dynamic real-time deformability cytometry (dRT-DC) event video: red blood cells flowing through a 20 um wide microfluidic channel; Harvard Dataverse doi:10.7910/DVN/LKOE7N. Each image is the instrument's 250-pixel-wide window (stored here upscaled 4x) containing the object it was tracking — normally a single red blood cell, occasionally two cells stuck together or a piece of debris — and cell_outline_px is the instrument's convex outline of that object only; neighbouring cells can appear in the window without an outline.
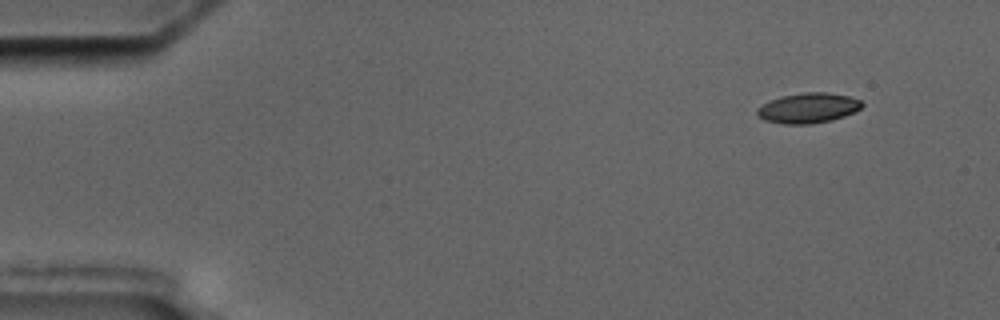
{"species": "common noctule bat (a hibernating species)", "species_latin": "Nyctalus noctula", "temperature_condition": "cold", "stored_images_in_passage": 4, "camera_frame_rate_fps": 3000, "um_per_image_px": 0.085, "animal": {"sex": "male", "body_mass_g": 17.5, "forearm_length_mm": 52.3}, "frame": {"image": 1, "passage_image": 1, "time_ms": 0.0, "image_size_px": [1000, 320], "cell_outline_px": [[864, 104], [860, 108], [844, 116], [832, 120], [812, 124], [784, 124], [764, 120], [756, 112], [756, 108], [780, 96], [804, 92], [828, 92], [848, 96], [860, 100]], "centroid_in_image_um": [68.69, 9.18], "position_along_channel_um": 16.3, "area_um2": 18.32}}